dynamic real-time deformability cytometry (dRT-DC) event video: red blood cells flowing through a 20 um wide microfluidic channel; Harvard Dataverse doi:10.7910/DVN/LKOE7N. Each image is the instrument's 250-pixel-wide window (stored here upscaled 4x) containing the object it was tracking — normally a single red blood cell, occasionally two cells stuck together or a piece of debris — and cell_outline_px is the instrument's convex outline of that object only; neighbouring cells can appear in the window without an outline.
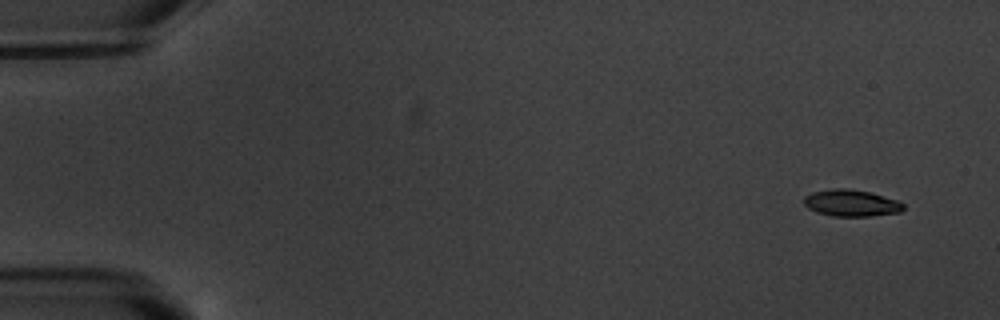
{"species": "common noctule bat (a hibernating species)", "species_latin": "Nyctalus noctula", "temperature_condition": "warm", "stored_images_in_passage": 4, "camera_frame_rate_fps": 3000, "um_per_image_px": 0.085, "animal": {"sex": "male", "body_mass_g": 20.1, "forearm_length_mm": 53.5}, "frame": {"image": 1, "passage_image": 1, "time_ms": 0.0, "image_size_px": [1000, 320], "cell_outline_px": [[904, 208], [900, 212], [872, 216], [832, 216], [816, 212], [808, 208], [804, 204], [804, 196], [812, 192], [832, 188], [848, 188], [868, 192], [896, 200], [904, 204]], "centroid_in_image_um": [72.32, 17.26], "position_along_channel_um": 12.7, "area_um2": 15.43}}